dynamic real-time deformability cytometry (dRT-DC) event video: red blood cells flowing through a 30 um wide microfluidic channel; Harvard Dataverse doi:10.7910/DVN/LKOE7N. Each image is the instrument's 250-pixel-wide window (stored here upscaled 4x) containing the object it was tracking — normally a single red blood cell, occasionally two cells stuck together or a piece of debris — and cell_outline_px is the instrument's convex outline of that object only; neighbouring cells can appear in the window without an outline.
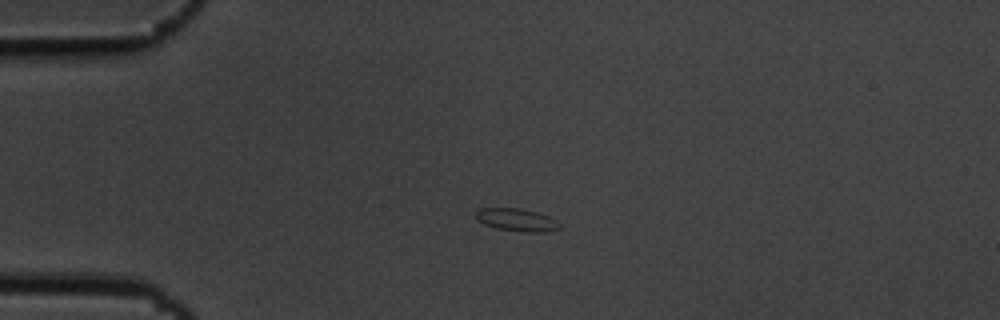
{"species": "common noctule bat (a hibernating species)", "species_latin": "Nyctalus noctula", "temperature_condition": "cold", "stored_images_in_passage": 43, "camera_frame_rate_fps": 3000, "um_per_image_px": 0.085, "animal": {"sex": "male", "body_mass_g": 19.5, "forearm_length_mm": 54.6}, "frame": {"image": 1, "passage_image": 1, "time_ms": 0.0, "image_size_px": [1000, 320], "cell_outline_px": [[560, 228], [548, 232], [524, 232], [496, 228], [484, 224], [476, 220], [476, 212], [480, 208], [520, 208], [536, 212], [548, 216], [556, 220], [560, 224]], "centroid_in_image_um": [43.92, 18.69], "position_along_channel_um": 41.1, "area_um2": 11.1}}
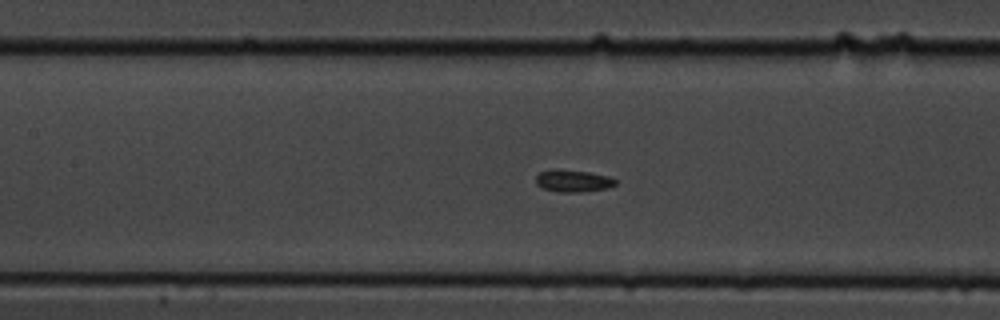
{"frame": {"image": 2, "passage_image": 13, "time_ms": 4.0, "image_size_px": [1000, 320], "cell_outline_px": [[616, 184], [608, 188], [576, 192], [560, 192], [544, 188], [536, 184], [536, 176], [540, 172], [552, 168], [556, 168], [588, 172], [608, 176], [616, 180]], "centroid_in_image_um": [48.68, 15.35], "position_along_channel_um": 158.7, "area_um2": 10.23}}
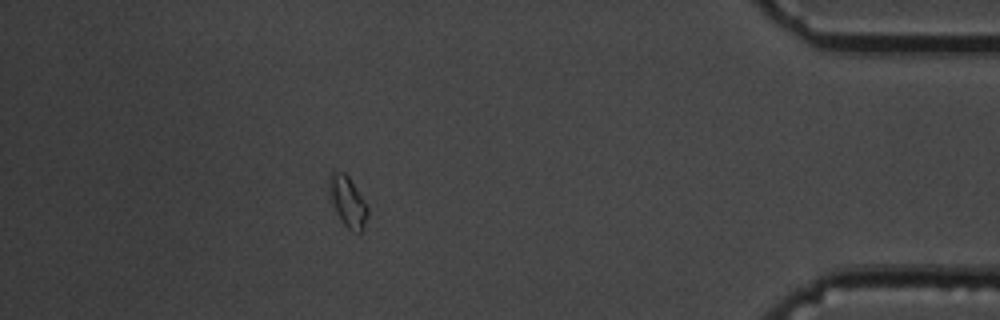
{"frame": {"image": 3, "passage_image": 37, "time_ms": 12.0, "image_size_px": [1000, 320], "cell_outline_px": [[368, 216], [364, 228], [360, 232], [356, 232], [348, 228], [344, 224], [328, 200], [328, 176], [332, 172], [344, 172], [348, 176], [368, 208]], "centroid_in_image_um": [29.5, 17.13], "position_along_channel_um": 405.7, "area_um2": 11.39}, "authors_computed_cell_mechanics": {"area_um2": 10.115, "velocity_mm_per_s": 3.6343, "shape_relaxation_time_tau1_ms": 2.5001, "shape_relaxation_time_tau2_ms": 7.0728, "deformation_change_tau1": 0.1093, "deformation_change_tau2": 0.0933}}